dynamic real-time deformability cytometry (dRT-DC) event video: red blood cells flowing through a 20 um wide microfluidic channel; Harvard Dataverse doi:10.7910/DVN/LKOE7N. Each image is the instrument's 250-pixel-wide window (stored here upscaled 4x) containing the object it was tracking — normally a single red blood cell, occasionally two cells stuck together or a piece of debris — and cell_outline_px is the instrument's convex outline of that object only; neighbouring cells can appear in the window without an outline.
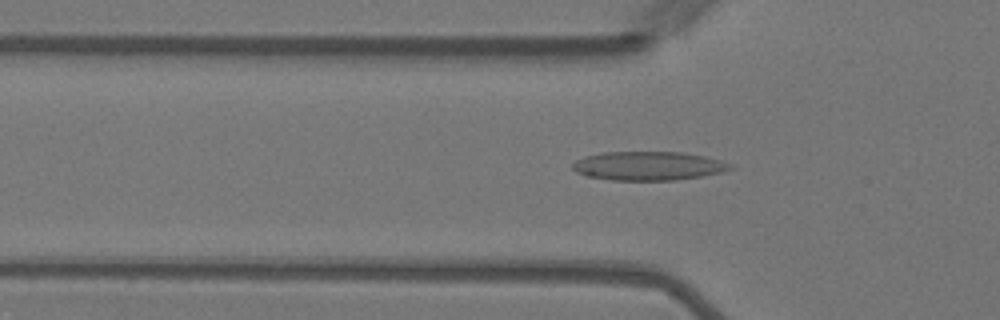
{"species": "Egyptian fruit bat (a non-hibernating species)", "species_latin": "Rousettus aegyptiacus", "temperature_condition": "warm", "stored_images_in_passage": 55, "camera_frame_rate_fps": 3000, "um_per_image_px": 0.085, "animal": {"sex": "female"}, "frame": {"image": 1, "passage_image": 17, "time_ms": 5.333, "image_size_px": [1000, 320], "cell_outline_px": [[732, 168], [720, 172], [700, 176], [676, 180], [612, 180], [588, 176], [576, 172], [572, 168], [572, 164], [576, 160], [584, 156], [604, 152], [680, 152], [704, 156], [720, 160], [732, 164]], "centroid_in_image_um": [55.07, 14.1], "position_along_channel_um": 70.7, "area_um2": 26.3}}
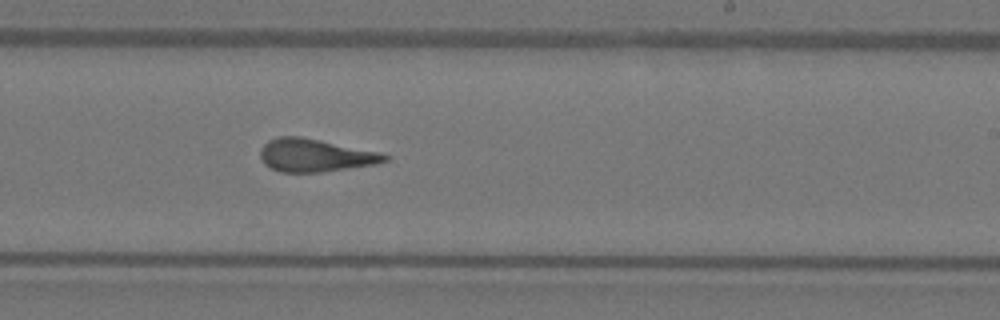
{"frame": {"image": 2, "passage_image": 33, "time_ms": 10.667, "image_size_px": [1000, 320], "cell_outline_px": [[392, 160], [376, 164], [320, 172], [280, 172], [264, 164], [260, 156], [260, 148], [268, 140], [280, 136], [300, 136], [380, 152], [392, 156]], "centroid_in_image_um": [26.82, 13.2], "position_along_channel_um": 262.2, "area_um2": 23.93}}
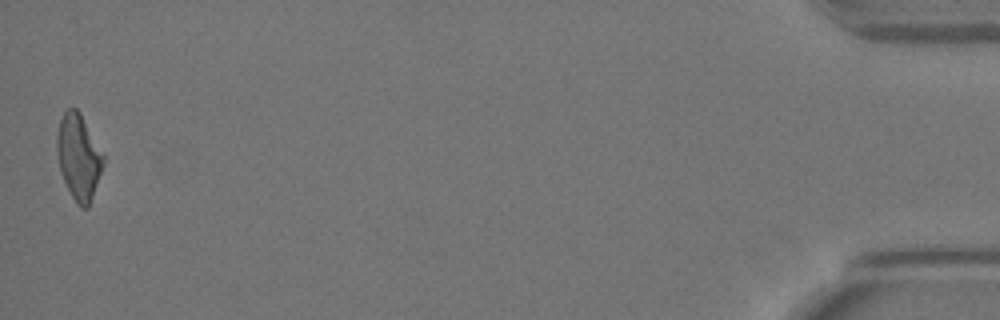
{"frame": {"image": 3, "passage_image": 55, "time_ms": 18.0, "image_size_px": [1000, 320], "cell_outline_px": [[104, 164], [88, 208], [80, 208], [76, 204], [64, 180], [60, 168], [56, 152], [56, 136], [60, 120], [64, 112], [68, 108], [76, 108], [80, 112], [104, 156]], "centroid_in_image_um": [6.67, 13.34], "position_along_channel_um": 428.5, "area_um2": 22.89}, "authors_computed_cell_mechanics": {"area_um2": 24.0448, "velocity_mm_per_s": 3.5691, "shape_relaxation_time_tau1_ms": null, "shape_relaxation_time_tau2_ms": 1.7689, "deformation_change_tau1": null, "deformation_change_tau2": 0.1271}}